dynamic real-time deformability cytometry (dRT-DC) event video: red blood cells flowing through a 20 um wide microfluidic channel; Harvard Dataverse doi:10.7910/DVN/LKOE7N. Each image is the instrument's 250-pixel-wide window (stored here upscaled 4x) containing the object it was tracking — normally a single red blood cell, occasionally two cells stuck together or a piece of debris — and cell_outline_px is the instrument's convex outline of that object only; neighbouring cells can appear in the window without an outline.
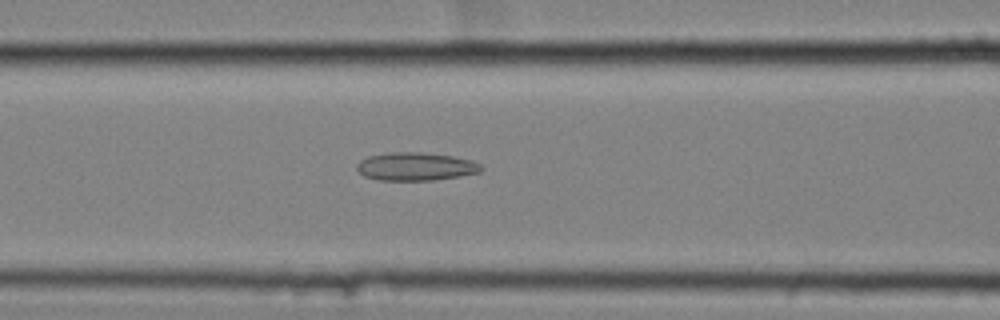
{"species": "common noctule bat (a hibernating species)", "species_latin": "Nyctalus noctula", "temperature_condition": "cold", "stored_images_in_passage": 42, "camera_frame_rate_fps": 3000, "um_per_image_px": 0.085, "animal": {"sex": "female", "body_mass_g": 25.1}, "frame": {"image": 1, "passage_image": 9, "time_ms": 2.667, "image_size_px": [1000, 320], "cell_outline_px": [[484, 168], [480, 172], [460, 176], [432, 180], [380, 180], [364, 176], [356, 168], [356, 164], [360, 160], [368, 156], [388, 152], [420, 152], [452, 156], [472, 160], [480, 164]], "centroid_in_image_um": [35.33, 14.15], "position_along_channel_um": 131.3, "area_um2": 20.4}}
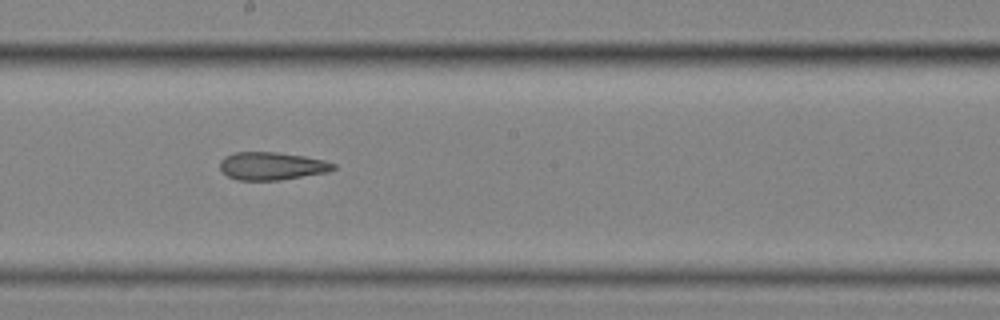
{"frame": {"image": 2, "passage_image": 17, "time_ms": 5.333, "image_size_px": [1000, 320], "cell_outline_px": [[336, 168], [328, 172], [280, 180], [236, 180], [228, 176], [220, 168], [220, 160], [224, 156], [236, 152], [276, 152], [304, 156], [324, 160], [336, 164]], "centroid_in_image_um": [23.11, 14.11], "position_along_channel_um": 225.1, "area_um2": 18.44}}
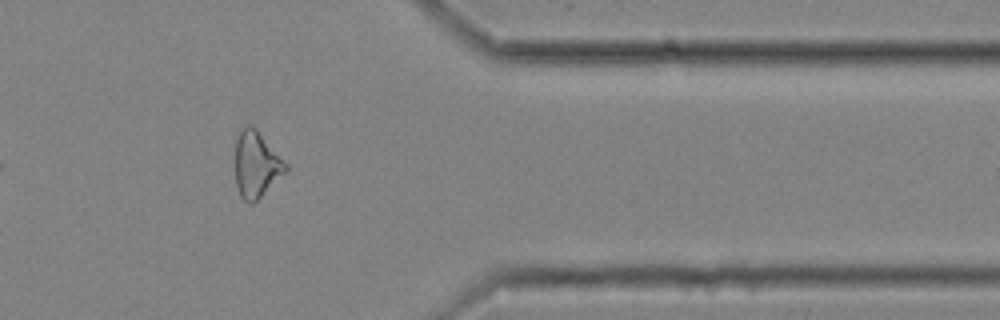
{"frame": {"image": 3, "passage_image": 32, "time_ms": 10.333, "image_size_px": [1000, 320], "cell_outline_px": [[288, 172], [252, 204], [248, 204], [240, 196], [236, 184], [236, 140], [240, 132], [248, 124], [252, 124], [256, 128], [288, 164]], "centroid_in_image_um": [21.82, 14.0], "position_along_channel_um": 389.6, "area_um2": 19.54}, "authors_computed_cell_mechanics": {"area_um2": 19.5653, "velocity_mm_per_s": 3.5291, "shape_relaxation_time_tau1_ms": null, "shape_relaxation_time_tau2_ms": 5.2892, "deformation_change_tau1": null, "deformation_change_tau2": 0.1616}}